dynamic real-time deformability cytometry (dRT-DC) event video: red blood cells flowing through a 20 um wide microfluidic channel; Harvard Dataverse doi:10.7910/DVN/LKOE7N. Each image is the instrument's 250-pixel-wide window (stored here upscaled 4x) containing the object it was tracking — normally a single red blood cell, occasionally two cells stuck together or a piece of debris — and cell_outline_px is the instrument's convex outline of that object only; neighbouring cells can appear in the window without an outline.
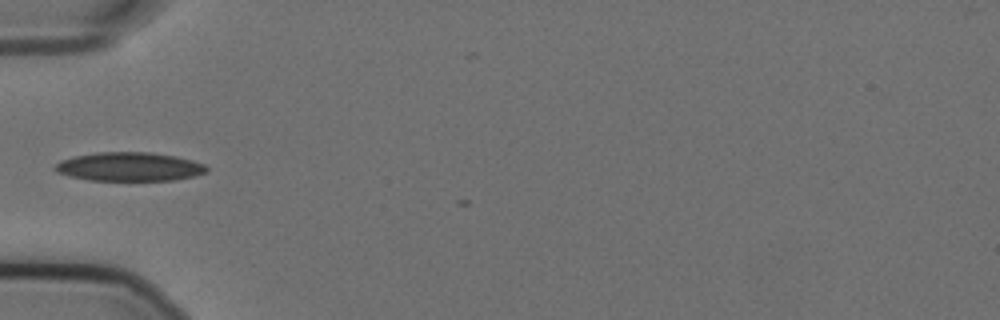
{"species": "Egyptian fruit bat (a non-hibernating species)", "species_latin": "Rousettus aegyptiacus", "temperature_condition": "cold", "stored_images_in_passage": 2, "camera_frame_rate_fps": 3000, "um_per_image_px": 0.085, "animal": {"sex": "female"}, "frame": {"image": 1, "passage_image": 1, "time_ms": 0.0, "image_size_px": [1000, 320], "cell_outline_px": [[208, 172], [196, 176], [176, 180], [88, 180], [68, 176], [56, 172], [52, 168], [60, 160], [76, 156], [96, 152], [152, 152], [176, 156], [192, 160], [204, 164], [208, 168]], "centroid_in_image_um": [11.0, 14.17], "position_along_channel_um": 74.0, "area_um2": 25.66}}